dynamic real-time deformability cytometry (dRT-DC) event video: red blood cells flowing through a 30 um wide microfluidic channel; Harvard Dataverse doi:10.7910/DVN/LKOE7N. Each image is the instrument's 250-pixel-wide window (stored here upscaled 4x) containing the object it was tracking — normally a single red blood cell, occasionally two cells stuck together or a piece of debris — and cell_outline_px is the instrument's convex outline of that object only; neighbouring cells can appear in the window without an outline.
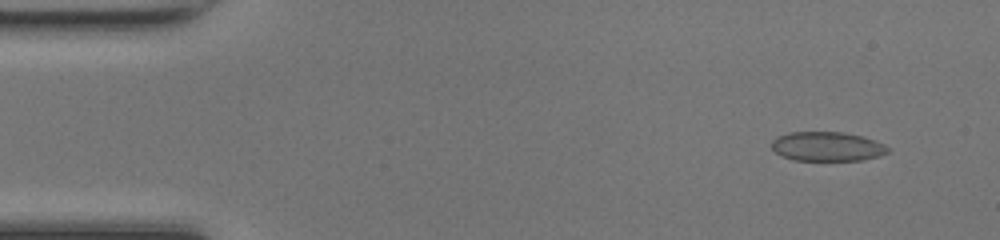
{"species": "common noctule bat (a hibernating species)", "species_latin": "Nyctalus noctula", "temperature_condition": "room temperature", "stored_images_in_passage": 48, "camera_frame_rate_fps": 3000, "um_per_image_px": 0.085, "animal": {"sex": "female", "body_mass_g": 17.0, "forearm_length_mm": 48.0}, "frame": {"image": 1, "passage_image": 4, "time_ms": 1.0, "image_size_px": [1000, 240], "cell_outline_px": [[892, 148], [888, 152], [880, 156], [860, 160], [792, 160], [780, 156], [772, 148], [772, 140], [776, 136], [788, 132], [844, 132], [860, 136], [884, 144]], "centroid_in_image_um": [70.28, 12.45], "position_along_channel_um": 14.7, "area_um2": 19.94}}
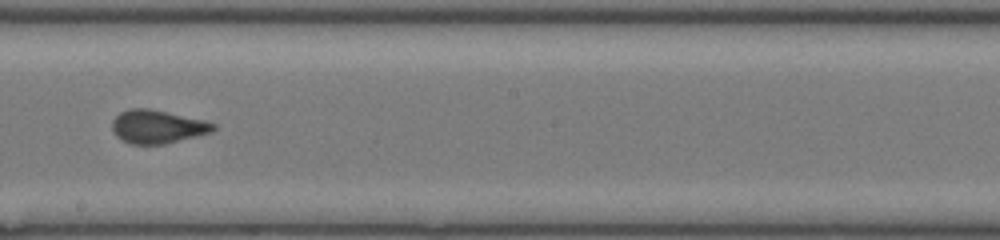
{"frame": {"image": 2, "passage_image": 27, "time_ms": 8.667, "image_size_px": [1000, 240], "cell_outline_px": [[216, 128], [212, 132], [164, 144], [128, 144], [116, 136], [112, 132], [112, 120], [120, 112], [128, 108], [148, 108], [204, 120], [216, 124]], "centroid_in_image_um": [13.35, 10.77], "position_along_channel_um": 234.9, "area_um2": 19.71}}
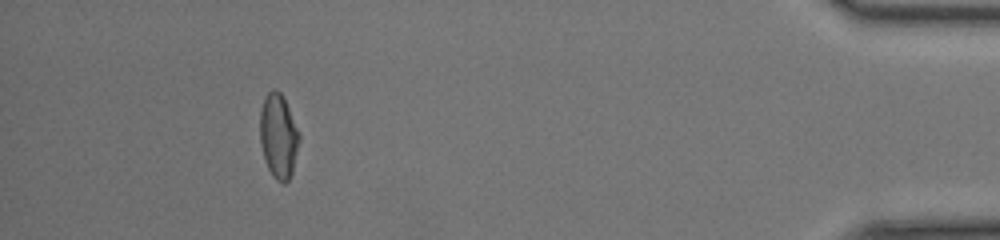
{"frame": {"image": 3, "passage_image": 44, "time_ms": 14.333, "image_size_px": [1000, 240], "cell_outline_px": [[300, 140], [292, 172], [288, 180], [284, 184], [276, 180], [272, 176], [264, 160], [260, 144], [260, 112], [264, 96], [272, 88], [276, 88], [284, 96], [300, 132]], "centroid_in_image_um": [23.67, 11.53], "position_along_channel_um": 411.5, "area_um2": 19.77}, "authors_computed_cell_mechanics": {"area_um2": 19.6809, "velocity_mm_per_s": 4.2958, "shape_relaxation_time_tau1_ms": 6.3811, "shape_relaxation_time_tau2_ms": 0.7101, "deformation_change_tau1": 0.1637, "deformation_change_tau2": 0.0494}}